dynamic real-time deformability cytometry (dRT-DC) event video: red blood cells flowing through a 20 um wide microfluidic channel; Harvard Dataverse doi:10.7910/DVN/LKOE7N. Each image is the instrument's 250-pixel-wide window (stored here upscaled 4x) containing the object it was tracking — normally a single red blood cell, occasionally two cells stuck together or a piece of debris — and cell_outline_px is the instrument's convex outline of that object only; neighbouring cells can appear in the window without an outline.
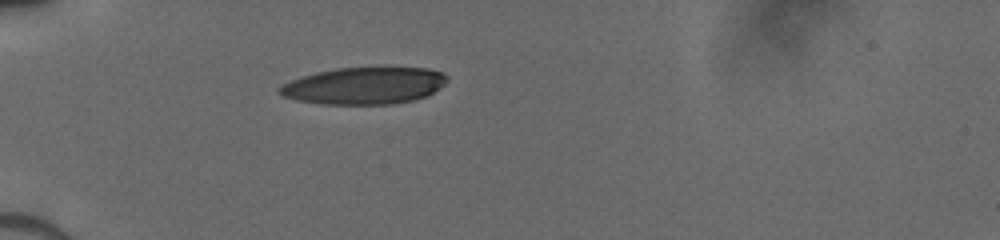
{"species": "human", "species_latin": "Homo sapiens", "temperature_condition": "cold", "stored_images_in_passage": 35, "camera_frame_rate_fps": 3000, "um_per_image_px": 0.085, "donor": {"sex": "male"}, "frame": {"image": 1, "passage_image": 1, "time_ms": 0.0, "image_size_px": [1000, 240], "cell_outline_px": [[448, 80], [440, 88], [428, 96], [416, 100], [392, 104], [320, 104], [296, 100], [284, 96], [276, 92], [276, 88], [292, 80], [316, 72], [336, 68], [428, 68], [444, 72], [448, 76]], "centroid_in_image_um": [30.99, 7.29], "position_along_channel_um": 54.0, "area_um2": 36.3}}
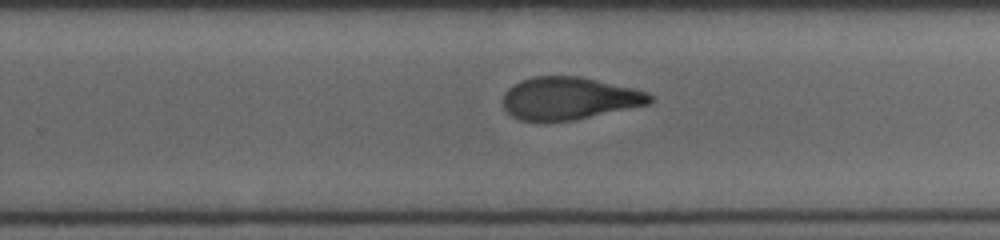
{"frame": {"image": 2, "passage_image": 19, "time_ms": 6.0, "image_size_px": [1000, 240], "cell_outline_px": [[652, 100], [648, 104], [572, 120], [520, 120], [512, 116], [504, 108], [504, 92], [508, 88], [520, 80], [532, 76], [580, 76], [632, 88], [648, 92], [652, 96]], "centroid_in_image_um": [48.35, 8.34], "position_along_channel_um": 281.5, "area_um2": 35.89}}
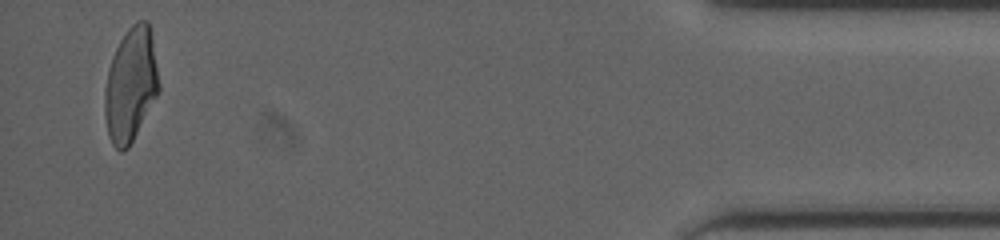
{"frame": {"image": 3, "passage_image": 34, "time_ms": 11.0, "image_size_px": [1000, 240], "cell_outline_px": [[160, 92], [128, 148], [120, 152], [112, 144], [108, 136], [104, 112], [104, 92], [108, 72], [112, 56], [120, 40], [128, 28], [136, 20], [148, 20], [152, 40], [160, 84]], "centroid_in_image_um": [11.11, 7.22], "position_along_channel_um": 424.1, "area_um2": 36.07}}